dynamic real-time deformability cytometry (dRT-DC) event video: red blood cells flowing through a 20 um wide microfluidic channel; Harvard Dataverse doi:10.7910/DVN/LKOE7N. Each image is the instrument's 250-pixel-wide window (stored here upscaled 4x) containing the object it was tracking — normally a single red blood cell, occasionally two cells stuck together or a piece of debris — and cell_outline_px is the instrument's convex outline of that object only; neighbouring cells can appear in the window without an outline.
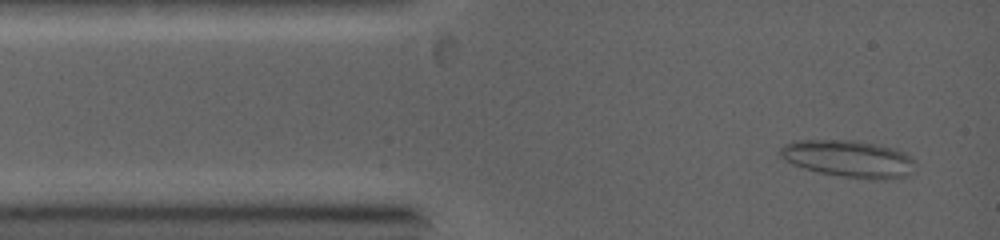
{"species": "common noctule bat (a hibernating species)", "species_latin": "Nyctalus noctula", "temperature_condition": "warm", "stored_images_in_passage": 2, "camera_frame_rate_fps": 5000, "um_per_image_px": 0.085, "animal": {"sex": "female", "body_mass_g": 19.0, "forearm_length_mm": 53.3}, "frame": {"image": 1, "passage_image": 2, "time_ms": 0.2, "image_size_px": [1000, 240], "cell_outline_px": [[916, 164], [912, 172], [908, 176], [844, 176], [820, 172], [804, 168], [784, 160], [780, 156], [780, 148], [784, 144], [796, 140], [852, 140], [896, 148], [912, 156], [916, 160]], "centroid_in_image_um": [72.11, 13.43], "position_along_channel_um": 12.9, "area_um2": 28.26}}